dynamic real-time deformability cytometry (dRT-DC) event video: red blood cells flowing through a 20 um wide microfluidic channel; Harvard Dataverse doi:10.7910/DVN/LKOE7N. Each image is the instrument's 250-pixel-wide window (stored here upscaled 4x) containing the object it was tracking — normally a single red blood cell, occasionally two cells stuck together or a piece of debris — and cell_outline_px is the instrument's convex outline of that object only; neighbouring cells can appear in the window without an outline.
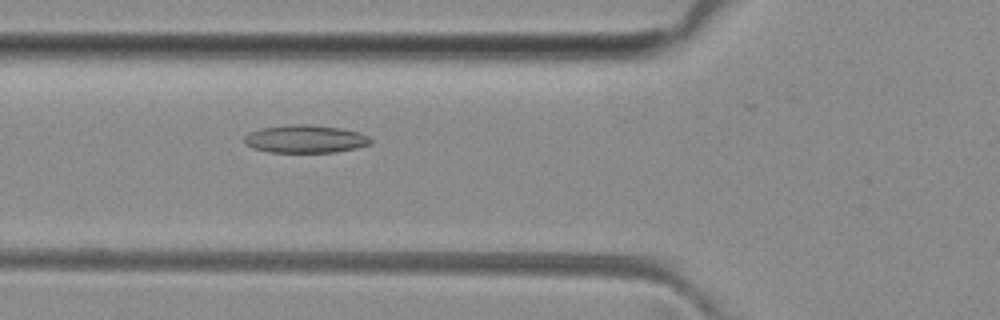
{"species": "common noctule bat (a hibernating species)", "species_latin": "Nyctalus noctula", "temperature_condition": "room temperature", "stored_images_in_passage": 27, "camera_frame_rate_fps": 3000, "um_per_image_px": 0.085, "animal": {"sex": "female", "body_mass_g": 29.2, "forearm_length_mm": 56.3}, "frame": {"image": 1, "passage_image": 5, "time_ms": 1.333, "image_size_px": [1000, 320], "cell_outline_px": [[372, 144], [356, 148], [336, 152], [268, 152], [252, 148], [244, 144], [244, 136], [248, 132], [260, 128], [288, 124], [312, 124], [340, 128], [360, 132], [368, 136], [372, 140]], "centroid_in_image_um": [25.93, 11.8], "position_along_channel_um": 99.9, "area_um2": 20.87}}
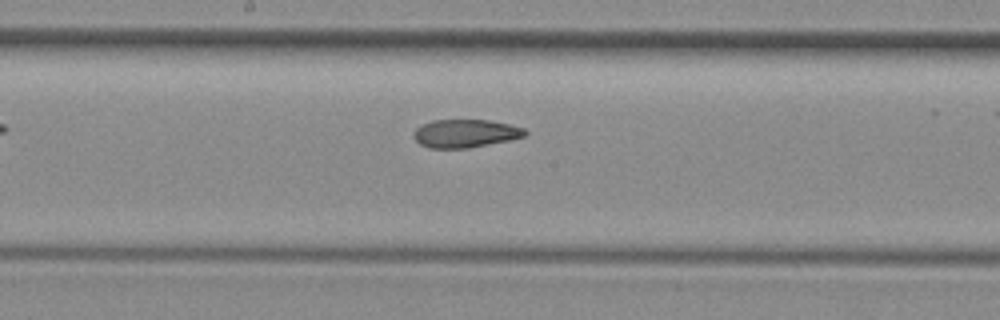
{"frame": {"image": 2, "passage_image": 13, "time_ms": 4.0, "image_size_px": [1000, 320], "cell_outline_px": [[528, 132], [524, 136], [508, 140], [468, 148], [428, 148], [420, 144], [412, 136], [416, 128], [432, 120], [488, 120], [512, 124], [524, 128]], "centroid_in_image_um": [39.55, 11.34], "position_along_channel_um": 208.6, "area_um2": 18.21}}
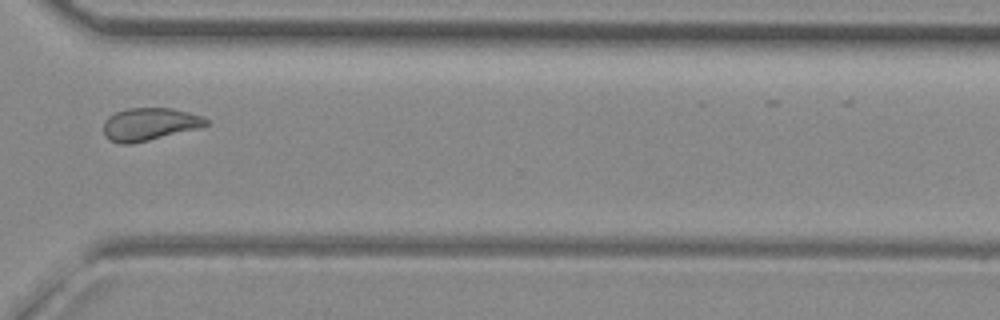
{"frame": {"image": 3, "passage_image": 24, "time_ms": 7.667, "image_size_px": [1000, 320], "cell_outline_px": [[208, 124], [204, 128], [132, 144], [120, 144], [108, 140], [104, 136], [104, 120], [108, 116], [116, 112], [128, 108], [172, 108], [204, 116], [208, 120]], "centroid_in_image_um": [12.74, 10.57], "position_along_channel_um": 357.9, "area_um2": 20.0}}